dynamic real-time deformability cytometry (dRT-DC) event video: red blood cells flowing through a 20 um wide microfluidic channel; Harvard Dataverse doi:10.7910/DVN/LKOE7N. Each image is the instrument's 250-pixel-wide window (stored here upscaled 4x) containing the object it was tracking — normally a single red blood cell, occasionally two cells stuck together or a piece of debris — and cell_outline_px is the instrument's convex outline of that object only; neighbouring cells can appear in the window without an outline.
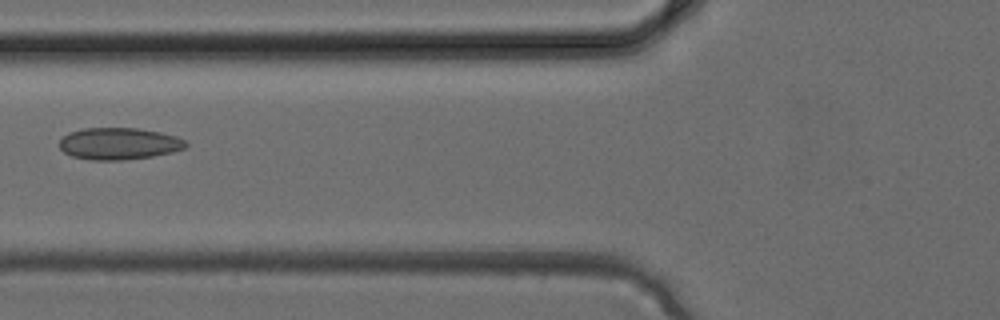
{"species": "common noctule bat (a hibernating species)", "species_latin": "Nyctalus noctula", "temperature_condition": "cold", "stored_images_in_passage": 5, "camera_frame_rate_fps": 3000, "um_per_image_px": 0.085, "animal": {"sex": "female", "body_mass_g": 24.6, "forearm_length_mm": 56.2}, "frame": {"image": 1, "passage_image": 5, "time_ms": 1.333, "image_size_px": [1000, 320], "cell_outline_px": [[188, 144], [184, 148], [172, 152], [152, 156], [120, 160], [88, 160], [72, 156], [64, 152], [60, 148], [60, 140], [68, 132], [84, 128], [136, 128], [160, 132], [176, 136], [184, 140]], "centroid_in_image_um": [10.09, 12.21], "position_along_channel_um": 115.7, "area_um2": 23.41}}